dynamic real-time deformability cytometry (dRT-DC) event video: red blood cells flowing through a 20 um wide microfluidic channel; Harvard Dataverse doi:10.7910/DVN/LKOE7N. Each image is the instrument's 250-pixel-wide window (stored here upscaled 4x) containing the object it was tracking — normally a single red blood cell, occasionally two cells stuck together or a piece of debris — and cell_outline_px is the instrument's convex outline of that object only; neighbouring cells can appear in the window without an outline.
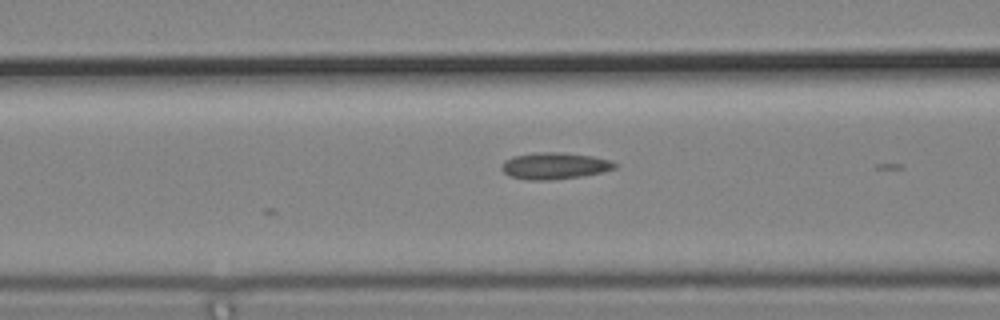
{"species": "common noctule bat (a hibernating species)", "species_latin": "Nyctalus noctula", "temperature_condition": "cold", "stored_images_in_passage": 6, "camera_frame_rate_fps": 3000, "um_per_image_px": 0.085, "animal": {"sex": "male", "body_mass_g": 19.2, "forearm_length_mm": 51.8}, "frame": {"image": 1, "passage_image": 4, "time_ms": 1.0, "image_size_px": [1000, 320], "cell_outline_px": [[616, 168], [600, 172], [580, 176], [552, 180], [528, 180], [512, 176], [504, 172], [500, 168], [500, 164], [504, 160], [512, 156], [536, 152], [560, 152], [592, 156], [612, 160], [616, 164]], "centroid_in_image_um": [47.1, 14.08], "position_along_channel_um": 119.5, "area_um2": 17.57}}